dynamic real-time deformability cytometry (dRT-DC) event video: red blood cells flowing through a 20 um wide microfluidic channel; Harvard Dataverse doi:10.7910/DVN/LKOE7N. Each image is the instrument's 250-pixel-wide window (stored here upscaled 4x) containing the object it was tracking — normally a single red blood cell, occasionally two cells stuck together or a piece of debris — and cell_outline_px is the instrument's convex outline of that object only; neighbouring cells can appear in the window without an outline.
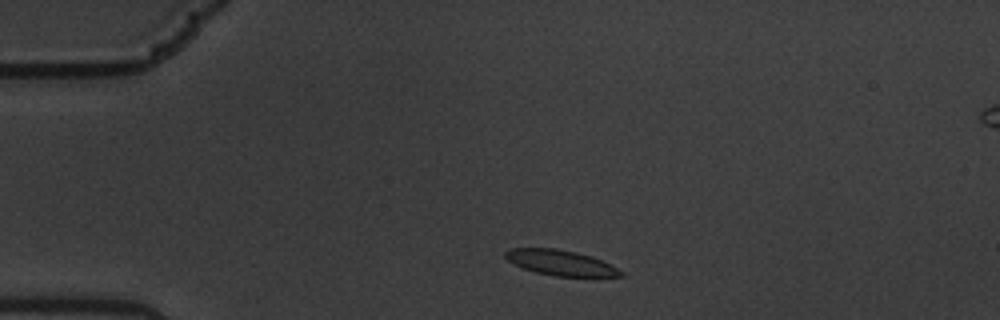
{"species": "common noctule bat (a hibernating species)", "species_latin": "Nyctalus noctula", "temperature_condition": "warm", "stored_images_in_passage": 51, "camera_frame_rate_fps": 3000, "um_per_image_px": 0.085, "animal": {"sex": "male", "body_mass_g": 19.5, "forearm_length_mm": 54.6}, "frame": {"image": 1, "passage_image": 4, "time_ms": 1.0, "image_size_px": [1000, 320], "cell_outline_px": [[624, 276], [556, 276], [536, 272], [524, 268], [508, 260], [504, 256], [504, 252], [508, 248], [556, 248], [576, 252], [592, 256], [624, 272]], "centroid_in_image_um": [47.62, 22.32], "position_along_channel_um": 37.4, "area_um2": 16.82}}
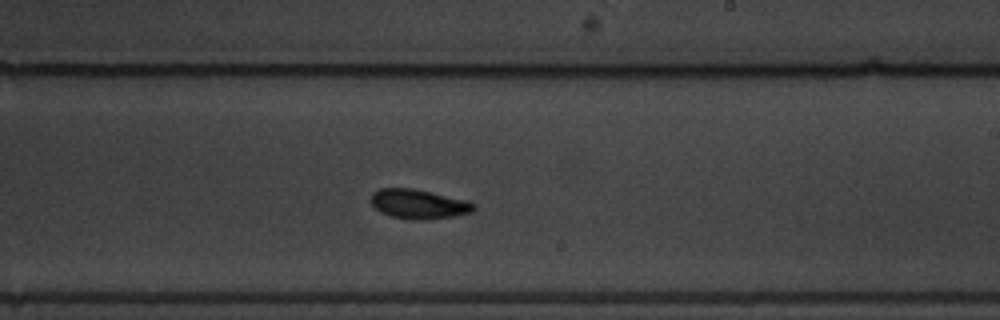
{"frame": {"image": 2, "passage_image": 27, "time_ms": 8.667, "image_size_px": [1000, 320], "cell_outline_px": [[476, 208], [472, 212], [452, 216], [428, 220], [412, 220], [388, 216], [380, 212], [372, 204], [372, 192], [380, 188], [412, 188], [468, 200], [476, 204]], "centroid_in_image_um": [35.6, 17.35], "position_along_channel_um": 253.4, "area_um2": 17.8}}
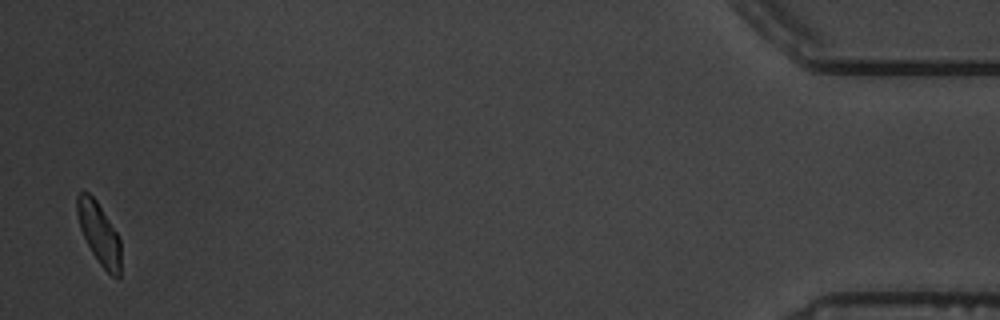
{"frame": {"image": 3, "passage_image": 50, "time_ms": 16.333, "image_size_px": [1000, 320], "cell_outline_px": [[120, 276], [116, 280], [100, 264], [92, 252], [80, 228], [76, 212], [76, 196], [80, 192], [88, 192], [96, 200], [116, 232], [120, 240]], "centroid_in_image_um": [8.41, 19.84], "position_along_channel_um": 426.8, "area_um2": 15.49}, "authors_computed_cell_mechanics": {"area_um2": 17.2822, "velocity_mm_per_s": 3.3554, "shape_relaxation_time_tau1_ms": 2.8677, "shape_relaxation_time_tau2_ms": 2.6876, "deformation_change_tau1": 0.1067, "deformation_change_tau2": 0.0667}}